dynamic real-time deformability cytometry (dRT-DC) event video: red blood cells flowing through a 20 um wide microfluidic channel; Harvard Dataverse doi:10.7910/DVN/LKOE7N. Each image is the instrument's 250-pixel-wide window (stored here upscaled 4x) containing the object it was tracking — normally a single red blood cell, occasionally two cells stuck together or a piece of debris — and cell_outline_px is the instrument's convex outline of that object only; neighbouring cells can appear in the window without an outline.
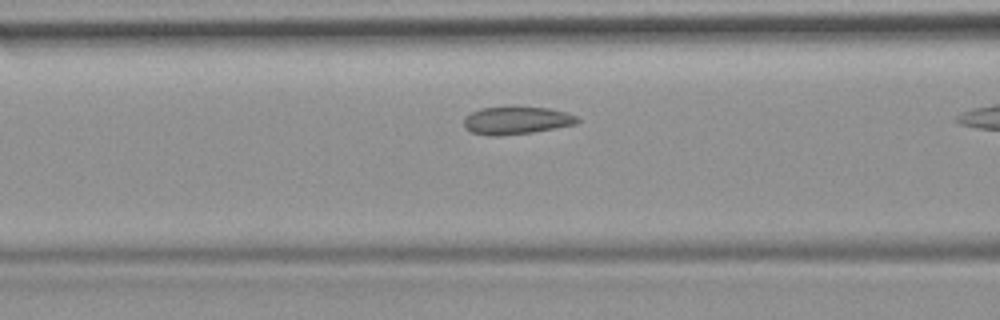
{"species": "common noctule bat (a hibernating species)", "species_latin": "Nyctalus noctula", "temperature_condition": "room temperature", "stored_images_in_passage": 13, "camera_frame_rate_fps": 3000, "um_per_image_px": 0.085, "animal": {"sex": "female", "body_mass_g": 19.9}, "frame": {"image": 1, "passage_image": 11, "time_ms": 3.333, "image_size_px": [1000, 320], "cell_outline_px": [[580, 120], [576, 124], [556, 128], [532, 132], [500, 136], [488, 136], [472, 132], [464, 128], [464, 120], [472, 112], [480, 108], [512, 104], [516, 104], [548, 108], [568, 112], [576, 116]], "centroid_in_image_um": [43.9, 10.19], "position_along_channel_um": 122.7, "area_um2": 19.07}}